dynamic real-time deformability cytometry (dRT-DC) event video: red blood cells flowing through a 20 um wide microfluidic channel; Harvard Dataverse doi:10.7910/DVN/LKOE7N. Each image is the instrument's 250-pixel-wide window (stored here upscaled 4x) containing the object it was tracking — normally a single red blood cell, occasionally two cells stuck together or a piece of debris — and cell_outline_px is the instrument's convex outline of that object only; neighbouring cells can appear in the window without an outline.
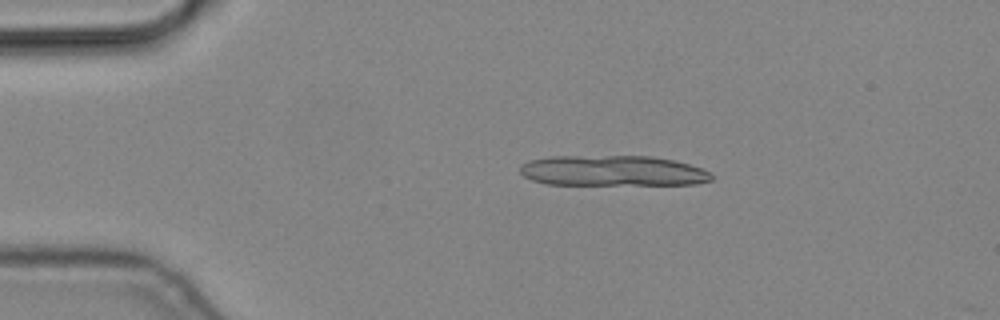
{"species": "common noctule bat (a hibernating species)", "species_latin": "Nyctalus noctula", "temperature_condition": "cold", "stored_images_in_passage": 4, "camera_frame_rate_fps": 3000, "um_per_image_px": 0.085, "animal": {"sex": "male", "body_mass_g": 19.2, "forearm_length_mm": 51.8}, "frame": {"image": 1, "passage_image": 3, "time_ms": 0.667, "image_size_px": [1000, 320], "cell_outline_px": [[712, 180], [696, 184], [548, 184], [532, 180], [524, 176], [520, 172], [520, 164], [528, 160], [548, 156], [652, 156], [672, 160], [688, 164], [700, 168], [708, 172], [712, 176]], "centroid_in_image_um": [52.02, 14.51], "position_along_channel_um": 33.0, "area_um2": 33.93}}